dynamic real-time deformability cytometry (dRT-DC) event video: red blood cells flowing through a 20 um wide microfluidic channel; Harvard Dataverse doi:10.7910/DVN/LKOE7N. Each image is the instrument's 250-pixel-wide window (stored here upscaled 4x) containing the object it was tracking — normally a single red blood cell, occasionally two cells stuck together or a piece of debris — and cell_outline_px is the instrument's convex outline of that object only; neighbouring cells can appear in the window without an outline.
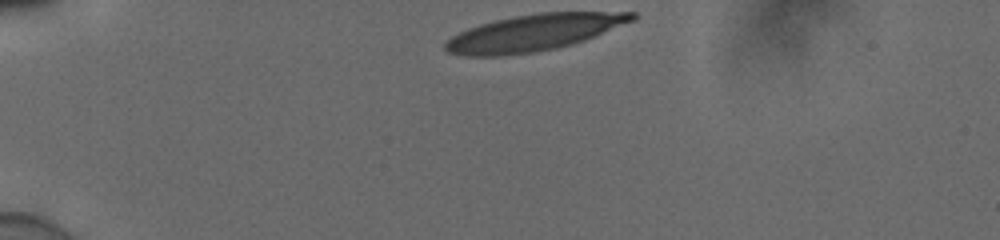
{"species": "human", "species_latin": "Homo sapiens", "temperature_condition": "cold", "stored_images_in_passage": 34, "camera_frame_rate_fps": 3000, "um_per_image_px": 0.085, "donor": {"sex": "male"}, "frame": {"image": 1, "passage_image": 1, "time_ms": 0.0, "image_size_px": [1000, 240], "cell_outline_px": [[636, 20], [584, 40], [572, 44], [556, 48], [532, 52], [500, 56], [468, 56], [448, 52], [444, 48], [444, 40], [468, 28], [480, 24], [496, 20], [516, 16], [540, 12], [636, 12]], "centroid_in_image_um": [45.37, 2.77], "position_along_channel_um": 39.6, "area_um2": 39.54}}
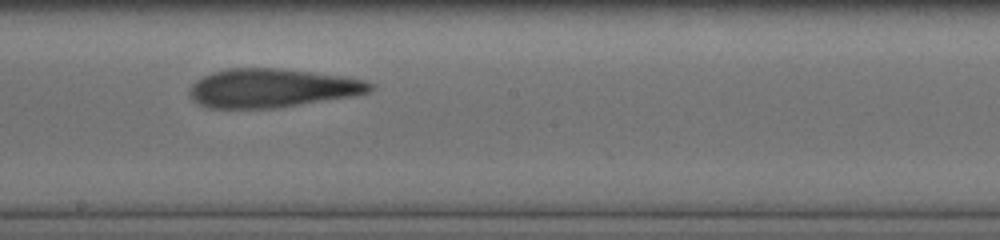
{"frame": {"image": 2, "passage_image": 20, "time_ms": 6.333, "image_size_px": [1000, 240], "cell_outline_px": [[372, 88], [368, 92], [352, 96], [272, 108], [208, 108], [192, 100], [188, 96], [188, 88], [196, 80], [212, 72], [228, 68], [280, 68], [344, 76], [364, 80], [372, 84]], "centroid_in_image_um": [23.05, 7.48], "position_along_channel_um": 225.2, "area_um2": 40.63}}
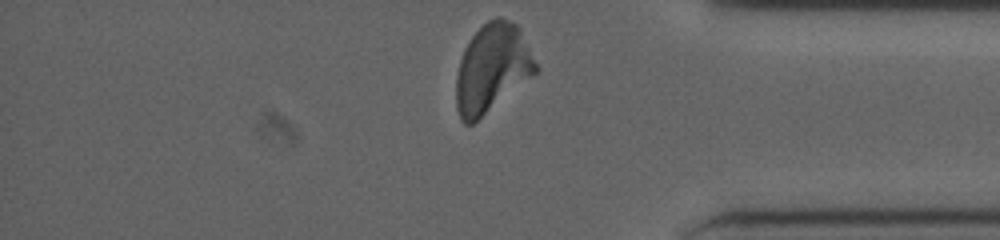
{"frame": {"image": 3, "passage_image": 34, "time_ms": 11.0, "image_size_px": [1000, 240], "cell_outline_px": [[540, 68], [536, 72], [472, 124], [464, 124], [460, 120], [456, 108], [456, 76], [460, 60], [464, 48], [472, 36], [488, 20], [496, 16], [500, 16], [512, 20], [516, 24]], "centroid_in_image_um": [41.8, 5.78], "position_along_channel_um": 393.4, "area_um2": 40.46}, "authors_computed_cell_mechanics": {"area_um2": 41.3559, "velocity_mm_per_s": 3.8761, "shape_relaxation_time_tau1_ms": 6.7051, "shape_relaxation_time_tau2_ms": 2.5309, "deformation_change_tau1": 0.2365, "deformation_change_tau2": 0.1222}}